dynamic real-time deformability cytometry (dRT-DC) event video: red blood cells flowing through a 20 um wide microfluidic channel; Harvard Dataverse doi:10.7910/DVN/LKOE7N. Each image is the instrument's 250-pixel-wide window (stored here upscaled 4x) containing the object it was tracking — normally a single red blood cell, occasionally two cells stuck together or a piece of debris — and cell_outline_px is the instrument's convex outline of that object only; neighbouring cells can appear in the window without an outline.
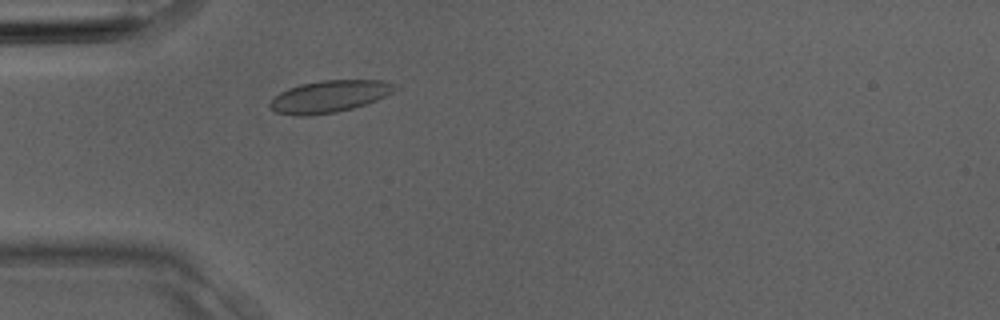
{"species": "Egyptian fruit bat (a non-hibernating species)", "species_latin": "Rousettus aegyptiacus", "temperature_condition": "room temperature", "stored_images_in_passage": 2, "camera_frame_rate_fps": 3000, "um_per_image_px": 0.085, "animal": {"sex": "male"}, "frame": {"image": 1, "passage_image": 2, "time_ms": 0.333, "image_size_px": [1000, 320], "cell_outline_px": [[396, 88], [392, 92], [376, 100], [352, 108], [336, 112], [304, 116], [296, 116], [276, 112], [268, 104], [272, 96], [288, 88], [300, 84], [320, 80], [384, 80], [396, 84]], "centroid_in_image_um": [27.95, 8.19], "position_along_channel_um": 57.1, "area_um2": 23.29}}